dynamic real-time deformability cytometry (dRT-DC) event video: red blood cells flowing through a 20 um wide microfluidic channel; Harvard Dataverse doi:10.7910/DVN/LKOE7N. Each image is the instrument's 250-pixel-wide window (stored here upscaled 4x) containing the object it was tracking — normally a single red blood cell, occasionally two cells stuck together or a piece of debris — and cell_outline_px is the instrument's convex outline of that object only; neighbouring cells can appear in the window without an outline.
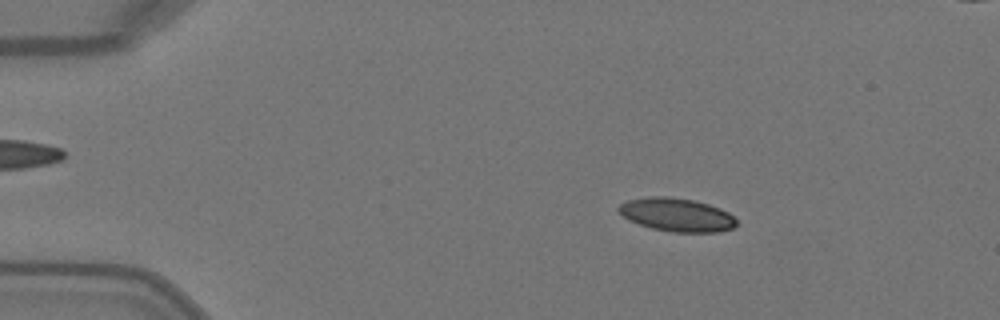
{"species": "Egyptian fruit bat (a non-hibernating species)", "species_latin": "Rousettus aegyptiacus", "temperature_condition": "warm", "stored_images_in_passage": 50, "camera_frame_rate_fps": 3000, "um_per_image_px": 0.085, "animal": {"sex": "female"}, "frame": {"image": 1, "passage_image": 8, "time_ms": 2.333, "image_size_px": [1000, 320], "cell_outline_px": [[736, 224], [732, 228], [720, 232], [672, 232], [652, 228], [628, 220], [616, 208], [620, 204], [628, 200], [652, 196], [668, 196], [692, 200], [708, 204], [720, 208], [728, 212], [736, 220]], "centroid_in_image_um": [57.52, 18.25], "position_along_channel_um": 27.5, "area_um2": 22.77}}
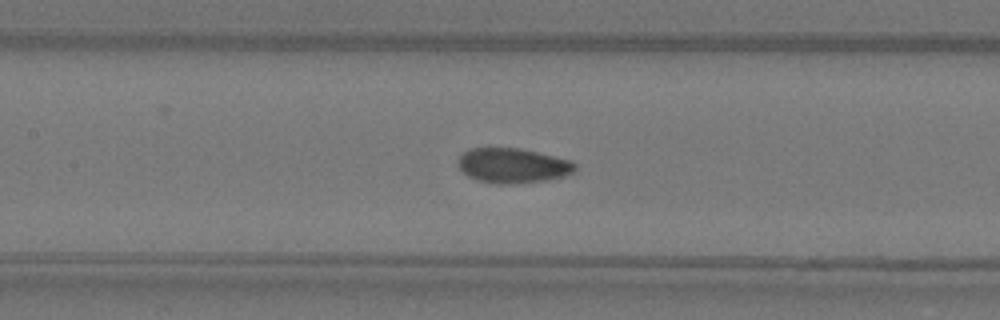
{"frame": {"image": 2, "passage_image": 23, "time_ms": 7.333, "image_size_px": [1000, 320], "cell_outline_px": [[576, 172], [564, 176], [544, 180], [516, 184], [492, 184], [476, 180], [460, 172], [456, 160], [464, 152], [472, 148], [516, 148], [536, 152], [572, 160], [576, 164]], "centroid_in_image_um": [43.56, 14.09], "position_along_channel_um": 163.8, "area_um2": 24.04}}
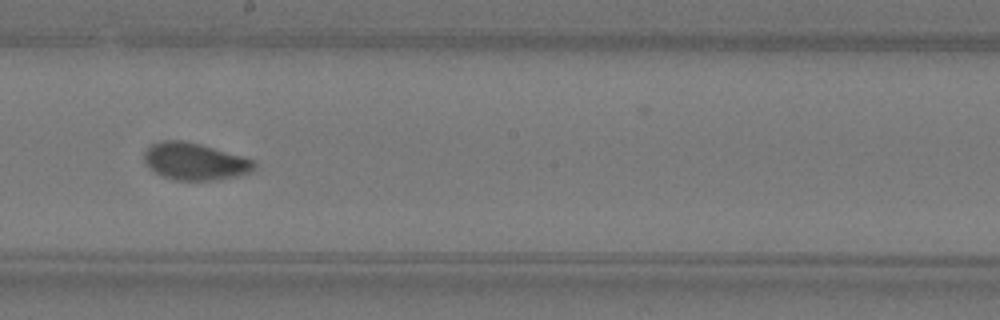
{"frame": {"image": 3, "passage_image": 28, "time_ms": 9.0, "image_size_px": [1000, 320], "cell_outline_px": [[256, 168], [252, 172], [236, 176], [216, 180], [176, 180], [164, 176], [148, 168], [144, 164], [144, 152], [152, 144], [164, 140], [180, 140], [200, 144], [256, 160]], "centroid_in_image_um": [16.58, 13.73], "position_along_channel_um": 231.6, "area_um2": 23.81}}